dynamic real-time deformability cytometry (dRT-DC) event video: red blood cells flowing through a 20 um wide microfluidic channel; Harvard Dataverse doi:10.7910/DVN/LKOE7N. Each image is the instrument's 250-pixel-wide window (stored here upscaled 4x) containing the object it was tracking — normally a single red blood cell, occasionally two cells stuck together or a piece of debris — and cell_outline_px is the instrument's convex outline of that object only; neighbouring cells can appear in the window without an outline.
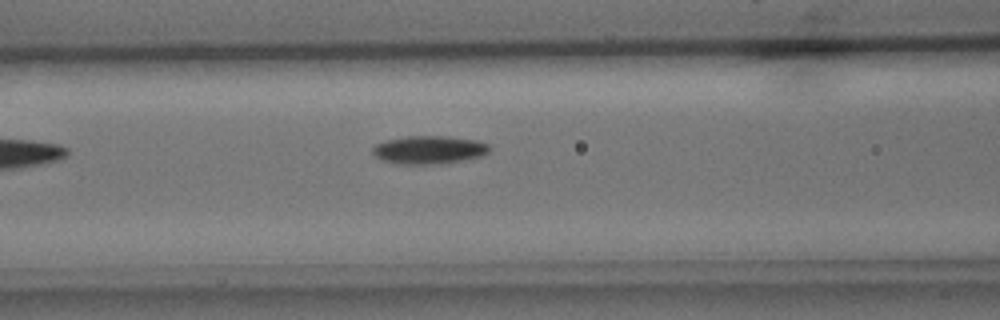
{"species": "common noctule bat (a hibernating species)", "species_latin": "Nyctalus noctula", "temperature_condition": "cold", "stored_images_in_passage": 7, "camera_frame_rate_fps": 3000, "um_per_image_px": 0.085, "animal": {"sex": "male", "body_mass_g": 15.6}, "frame": {"image": 1, "passage_image": 6, "time_ms": 7.0, "image_size_px": [1000, 320], "cell_outline_px": [[488, 152], [484, 156], [440, 164], [404, 164], [384, 160], [376, 156], [372, 152], [372, 148], [376, 144], [384, 140], [404, 136], [448, 136], [476, 140], [488, 144]], "centroid_in_image_um": [36.47, 12.72], "position_along_channel_um": 130.1, "area_um2": 19.13}}